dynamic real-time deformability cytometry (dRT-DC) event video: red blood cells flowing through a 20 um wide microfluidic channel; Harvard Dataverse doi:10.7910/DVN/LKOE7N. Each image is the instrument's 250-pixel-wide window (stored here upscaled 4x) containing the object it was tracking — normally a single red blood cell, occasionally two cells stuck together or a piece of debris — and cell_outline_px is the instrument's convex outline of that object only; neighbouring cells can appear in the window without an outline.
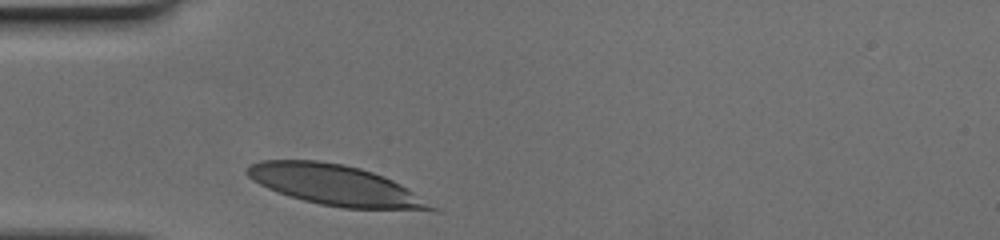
{"species": "human", "species_latin": "Homo sapiens", "temperature_condition": "cold", "stored_images_in_passage": 25, "camera_frame_rate_fps": 3000, "um_per_image_px": 0.085, "donor": {"sex": "female"}, "frame": {"image": 1, "passage_image": 1, "time_ms": 0.0, "image_size_px": [1000, 240], "cell_outline_px": [[444, 212], [436, 212], [344, 208], [320, 204], [304, 200], [268, 188], [252, 180], [244, 172], [244, 168], [260, 160], [316, 160], [344, 164], [360, 168], [384, 176], [400, 184]], "centroid_in_image_um": [28.57, 15.76], "position_along_channel_um": 56.4, "area_um2": 43.58}}
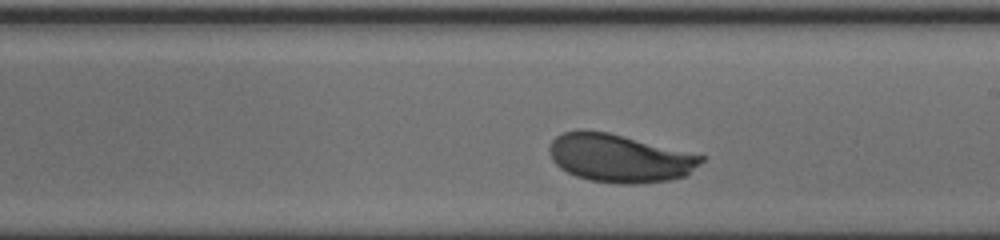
{"frame": {"image": 2, "passage_image": 15, "time_ms": 4.667, "image_size_px": [1000, 240], "cell_outline_px": [[704, 160], [688, 176], [672, 180], [636, 184], [616, 184], [588, 180], [576, 176], [560, 168], [552, 160], [548, 148], [552, 140], [556, 136], [564, 132], [576, 128], [584, 128], [608, 132], [704, 156]], "centroid_in_image_um": [52.63, 13.44], "position_along_channel_um": 236.4, "area_um2": 43.0}}
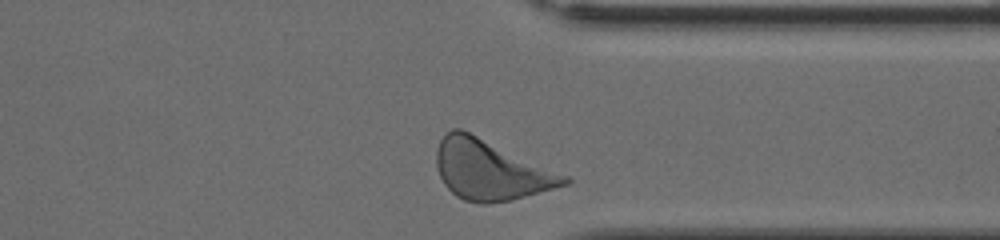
{"frame": {"image": 3, "passage_image": 25, "time_ms": 8.0, "image_size_px": [1000, 240], "cell_outline_px": [[572, 180], [568, 184], [512, 200], [488, 204], [480, 204], [464, 200], [456, 196], [444, 184], [440, 176], [436, 164], [436, 148], [440, 140], [452, 128], [460, 128], [568, 176]], "centroid_in_image_um": [41.67, 14.47], "position_along_channel_um": 369.7, "area_um2": 44.22}}